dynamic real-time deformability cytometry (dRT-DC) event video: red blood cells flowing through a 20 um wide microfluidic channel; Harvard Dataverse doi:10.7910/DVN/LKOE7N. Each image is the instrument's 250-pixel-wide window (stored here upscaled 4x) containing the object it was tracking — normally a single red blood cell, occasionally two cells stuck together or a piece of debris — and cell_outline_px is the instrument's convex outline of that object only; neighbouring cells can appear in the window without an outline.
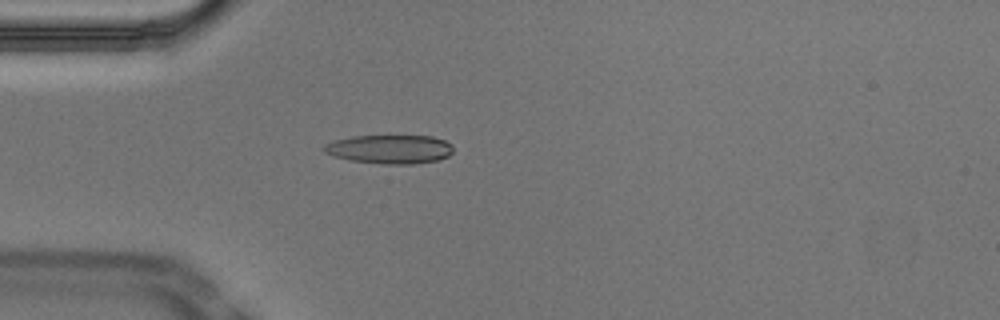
{"species": "Egyptian fruit bat (a non-hibernating species)", "species_latin": "Rousettus aegyptiacus", "temperature_condition": "cold", "stored_images_in_passage": 54, "camera_frame_rate_fps": 3000, "um_per_image_px": 0.085, "animal": {"sex": "male"}, "frame": {"image": 1, "passage_image": 15, "time_ms": 4.667, "image_size_px": [1000, 320], "cell_outline_px": [[452, 152], [448, 156], [436, 160], [412, 164], [384, 164], [352, 160], [332, 156], [324, 152], [324, 144], [336, 140], [352, 136], [432, 136], [444, 140], [452, 144]], "centroid_in_image_um": [33.13, 12.68], "position_along_channel_um": 51.9, "area_um2": 21.56}}
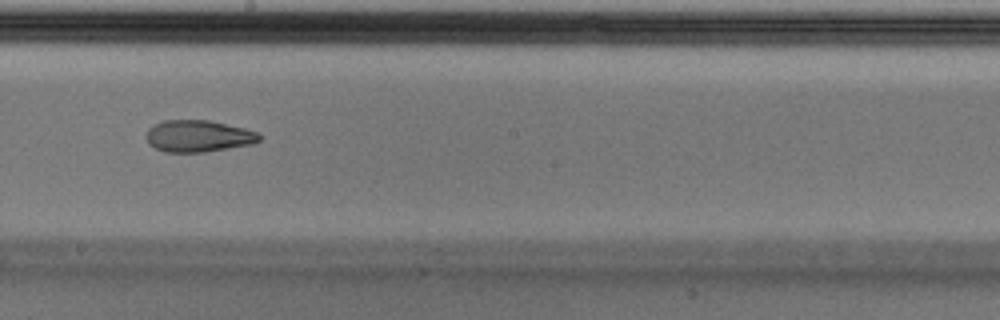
{"frame": {"image": 2, "passage_image": 30, "time_ms": 9.667, "image_size_px": [1000, 320], "cell_outline_px": [[260, 140], [252, 144], [204, 152], [164, 152], [148, 144], [144, 136], [148, 128], [152, 124], [164, 120], [208, 120], [244, 128], [256, 132], [260, 136]], "centroid_in_image_um": [16.78, 11.56], "position_along_channel_um": 231.4, "area_um2": 21.04}}
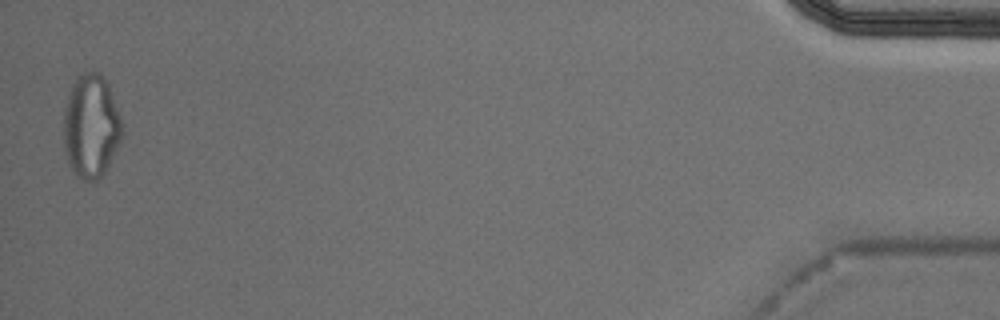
{"frame": {"image": 3, "passage_image": 53, "time_ms": 17.333, "image_size_px": [1000, 320], "cell_outline_px": [[124, 136], [108, 168], [96, 180], [84, 180], [76, 176], [72, 172], [68, 164], [64, 148], [64, 108], [72, 84], [76, 76], [84, 72], [100, 72], [104, 76], [108, 84], [124, 124]], "centroid_in_image_um": [7.76, 10.74], "position_along_channel_um": 427.4, "area_um2": 36.01}, "authors_computed_cell_mechanics": {"area_um2": 21.3282, "velocity_mm_per_s": 3.7373, "shape_relaxation_time_tau1_ms": null, "shape_relaxation_time_tau2_ms": 5.035, "deformation_change_tau1": null, "deformation_change_tau2": 0.1382}}